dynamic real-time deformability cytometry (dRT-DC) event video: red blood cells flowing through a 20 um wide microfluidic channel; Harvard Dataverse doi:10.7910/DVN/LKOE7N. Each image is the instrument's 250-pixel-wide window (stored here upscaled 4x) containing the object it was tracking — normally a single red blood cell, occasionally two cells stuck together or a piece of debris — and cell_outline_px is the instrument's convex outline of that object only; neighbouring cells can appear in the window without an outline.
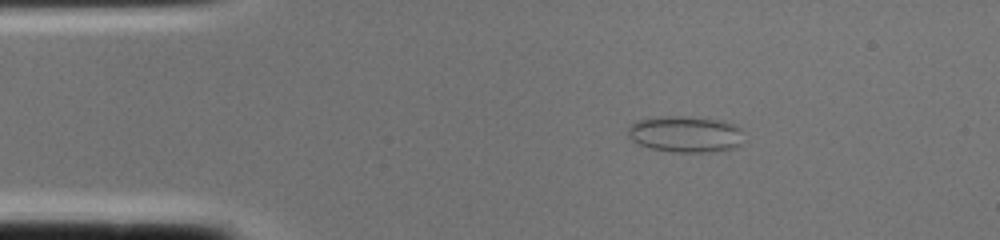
{"species": "common noctule bat (a hibernating species)", "species_latin": "Nyctalus noctula", "temperature_condition": "cold", "stored_images_in_passage": 1, "camera_frame_rate_fps": 3000, "um_per_image_px": 0.085, "animal": {"sex": "female", "body_mass_g": 22.0, "forearm_length_mm": 56.7}, "frame": {"image": 1, "passage_image": 1, "time_ms": 0.0, "image_size_px": [1000, 240], "cell_outline_px": [[740, 144], [736, 148], [708, 152], [672, 152], [648, 148], [632, 140], [628, 136], [628, 128], [636, 120], [664, 116], [692, 116], [720, 120], [736, 124], [740, 128]], "centroid_in_image_um": [58.24, 11.4], "position_along_channel_um": 26.8, "area_um2": 24.62}}